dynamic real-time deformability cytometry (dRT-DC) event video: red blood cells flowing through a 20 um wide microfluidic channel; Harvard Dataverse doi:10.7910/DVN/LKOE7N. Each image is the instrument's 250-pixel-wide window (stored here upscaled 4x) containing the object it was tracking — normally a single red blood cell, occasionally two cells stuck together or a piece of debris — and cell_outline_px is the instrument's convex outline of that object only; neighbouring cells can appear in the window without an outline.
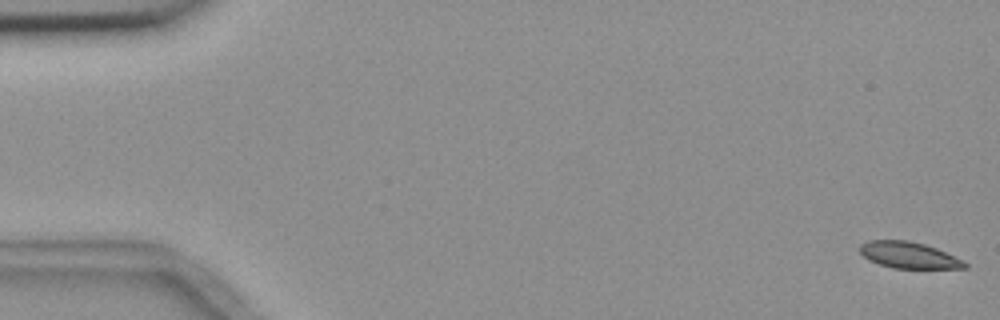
{"species": "common noctule bat (a hibernating species)", "species_latin": "Nyctalus noctula", "temperature_condition": "room temperature", "stored_images_in_passage": 9, "camera_frame_rate_fps": 3000, "um_per_image_px": 0.085, "animal": {"sex": "female", "body_mass_g": 18.4}, "frame": {"image": 1, "passage_image": 1, "time_ms": 0.0, "image_size_px": [1000, 320], "cell_outline_px": [[968, 268], [892, 268], [868, 260], [860, 252], [860, 244], [868, 240], [908, 240], [924, 244], [936, 248], [964, 260], [968, 264]], "centroid_in_image_um": [77.25, 21.68], "position_along_channel_um": 7.7, "area_um2": 16.13}}
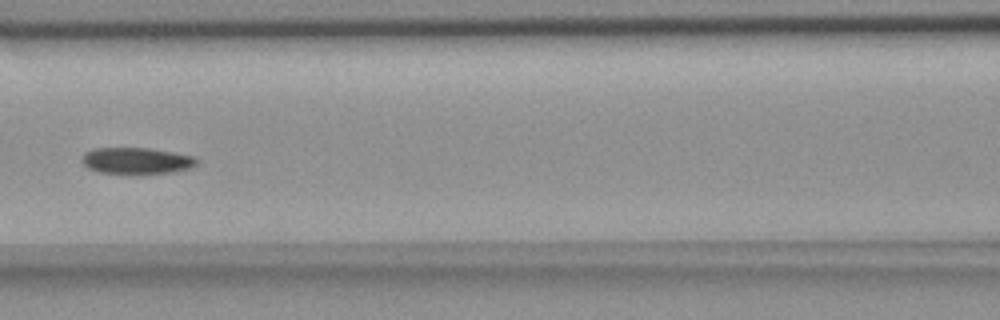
{"frame": {"image": 2, "passage_image": 7, "time_ms": 8.0, "image_size_px": [1000, 320], "cell_outline_px": [[200, 160], [192, 168], [172, 172], [140, 176], [96, 172], [88, 168], [80, 160], [80, 156], [84, 152], [96, 148], [148, 148], [196, 156]], "centroid_in_image_um": [11.6, 13.7], "position_along_channel_um": 155.0, "area_um2": 18.55}}
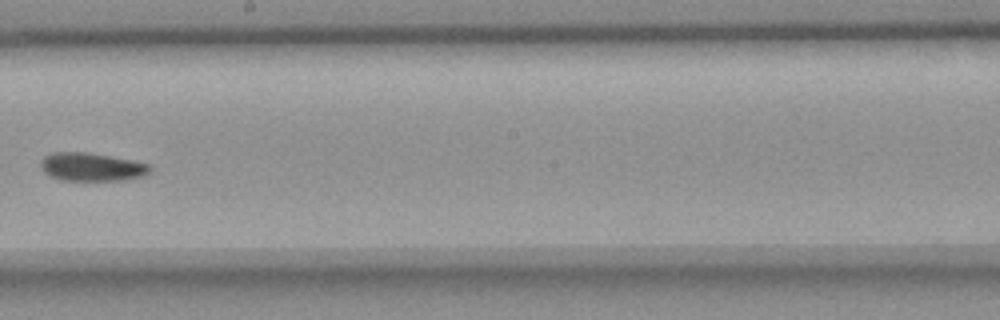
{"frame": {"image": 3, "passage_image": 9, "time_ms": 10.333, "image_size_px": [1000, 320], "cell_outline_px": [[152, 168], [144, 176], [128, 180], [60, 180], [44, 172], [40, 164], [40, 160], [44, 156], [52, 152], [88, 152], [148, 164]], "centroid_in_image_um": [7.76, 14.19], "position_along_channel_um": 240.4, "area_um2": 17.86}}